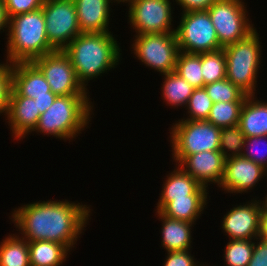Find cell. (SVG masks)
Masks as SVG:
<instances>
[{
	"label": "cell",
	"mask_w": 267,
	"mask_h": 266,
	"mask_svg": "<svg viewBox=\"0 0 267 266\" xmlns=\"http://www.w3.org/2000/svg\"><path fill=\"white\" fill-rule=\"evenodd\" d=\"M11 78L10 96H25L32 99L57 96L51 91L43 73L33 62L11 64Z\"/></svg>",
	"instance_id": "cell-16"
},
{
	"label": "cell",
	"mask_w": 267,
	"mask_h": 266,
	"mask_svg": "<svg viewBox=\"0 0 267 266\" xmlns=\"http://www.w3.org/2000/svg\"><path fill=\"white\" fill-rule=\"evenodd\" d=\"M163 182L156 211H161L173 199L187 198L188 195H207V187L187 174L179 165H176Z\"/></svg>",
	"instance_id": "cell-18"
},
{
	"label": "cell",
	"mask_w": 267,
	"mask_h": 266,
	"mask_svg": "<svg viewBox=\"0 0 267 266\" xmlns=\"http://www.w3.org/2000/svg\"><path fill=\"white\" fill-rule=\"evenodd\" d=\"M175 72L195 89L204 88L201 53L195 54L180 51L175 65Z\"/></svg>",
	"instance_id": "cell-26"
},
{
	"label": "cell",
	"mask_w": 267,
	"mask_h": 266,
	"mask_svg": "<svg viewBox=\"0 0 267 266\" xmlns=\"http://www.w3.org/2000/svg\"><path fill=\"white\" fill-rule=\"evenodd\" d=\"M261 236L267 240V216H262V232Z\"/></svg>",
	"instance_id": "cell-41"
},
{
	"label": "cell",
	"mask_w": 267,
	"mask_h": 266,
	"mask_svg": "<svg viewBox=\"0 0 267 266\" xmlns=\"http://www.w3.org/2000/svg\"><path fill=\"white\" fill-rule=\"evenodd\" d=\"M238 125L245 137L267 136V101L258 100L255 95L247 96Z\"/></svg>",
	"instance_id": "cell-21"
},
{
	"label": "cell",
	"mask_w": 267,
	"mask_h": 266,
	"mask_svg": "<svg viewBox=\"0 0 267 266\" xmlns=\"http://www.w3.org/2000/svg\"><path fill=\"white\" fill-rule=\"evenodd\" d=\"M134 37L131 51L142 64L162 75L175 71L180 52L175 33L139 34Z\"/></svg>",
	"instance_id": "cell-9"
},
{
	"label": "cell",
	"mask_w": 267,
	"mask_h": 266,
	"mask_svg": "<svg viewBox=\"0 0 267 266\" xmlns=\"http://www.w3.org/2000/svg\"><path fill=\"white\" fill-rule=\"evenodd\" d=\"M9 20L10 19L6 12V6L4 5L3 1H0V32H3L4 30L6 32L8 31Z\"/></svg>",
	"instance_id": "cell-40"
},
{
	"label": "cell",
	"mask_w": 267,
	"mask_h": 266,
	"mask_svg": "<svg viewBox=\"0 0 267 266\" xmlns=\"http://www.w3.org/2000/svg\"><path fill=\"white\" fill-rule=\"evenodd\" d=\"M254 250L252 240H230L224 250L226 266H247Z\"/></svg>",
	"instance_id": "cell-31"
},
{
	"label": "cell",
	"mask_w": 267,
	"mask_h": 266,
	"mask_svg": "<svg viewBox=\"0 0 267 266\" xmlns=\"http://www.w3.org/2000/svg\"><path fill=\"white\" fill-rule=\"evenodd\" d=\"M157 217L162 221L161 227V246L167 252L189 250L192 242V226L194 223L169 218L160 211H156Z\"/></svg>",
	"instance_id": "cell-20"
},
{
	"label": "cell",
	"mask_w": 267,
	"mask_h": 266,
	"mask_svg": "<svg viewBox=\"0 0 267 266\" xmlns=\"http://www.w3.org/2000/svg\"><path fill=\"white\" fill-rule=\"evenodd\" d=\"M163 79L161 91L164 102L166 101L168 106L171 105L174 108L186 106L195 88L175 71L164 74Z\"/></svg>",
	"instance_id": "cell-25"
},
{
	"label": "cell",
	"mask_w": 267,
	"mask_h": 266,
	"mask_svg": "<svg viewBox=\"0 0 267 266\" xmlns=\"http://www.w3.org/2000/svg\"><path fill=\"white\" fill-rule=\"evenodd\" d=\"M89 96H57L48 110L40 115L34 131L65 141L77 137L88 127L92 118L94 105Z\"/></svg>",
	"instance_id": "cell-4"
},
{
	"label": "cell",
	"mask_w": 267,
	"mask_h": 266,
	"mask_svg": "<svg viewBox=\"0 0 267 266\" xmlns=\"http://www.w3.org/2000/svg\"><path fill=\"white\" fill-rule=\"evenodd\" d=\"M178 165L207 188L213 183L219 187L224 177L225 159L219 150L188 155Z\"/></svg>",
	"instance_id": "cell-15"
},
{
	"label": "cell",
	"mask_w": 267,
	"mask_h": 266,
	"mask_svg": "<svg viewBox=\"0 0 267 266\" xmlns=\"http://www.w3.org/2000/svg\"><path fill=\"white\" fill-rule=\"evenodd\" d=\"M207 199L208 195H188L187 198L173 199L160 212L169 218L195 224L206 209Z\"/></svg>",
	"instance_id": "cell-23"
},
{
	"label": "cell",
	"mask_w": 267,
	"mask_h": 266,
	"mask_svg": "<svg viewBox=\"0 0 267 266\" xmlns=\"http://www.w3.org/2000/svg\"><path fill=\"white\" fill-rule=\"evenodd\" d=\"M62 201H38L24 204L11 213L19 235L28 242L46 240L72 250L90 220V206Z\"/></svg>",
	"instance_id": "cell-1"
},
{
	"label": "cell",
	"mask_w": 267,
	"mask_h": 266,
	"mask_svg": "<svg viewBox=\"0 0 267 266\" xmlns=\"http://www.w3.org/2000/svg\"><path fill=\"white\" fill-rule=\"evenodd\" d=\"M11 89V64L0 63V115L7 112Z\"/></svg>",
	"instance_id": "cell-34"
},
{
	"label": "cell",
	"mask_w": 267,
	"mask_h": 266,
	"mask_svg": "<svg viewBox=\"0 0 267 266\" xmlns=\"http://www.w3.org/2000/svg\"><path fill=\"white\" fill-rule=\"evenodd\" d=\"M33 63L43 73L51 91L57 96L87 95V89L78 81L69 57L60 50L41 56Z\"/></svg>",
	"instance_id": "cell-12"
},
{
	"label": "cell",
	"mask_w": 267,
	"mask_h": 266,
	"mask_svg": "<svg viewBox=\"0 0 267 266\" xmlns=\"http://www.w3.org/2000/svg\"><path fill=\"white\" fill-rule=\"evenodd\" d=\"M201 68L205 85L226 78L224 49L201 53Z\"/></svg>",
	"instance_id": "cell-28"
},
{
	"label": "cell",
	"mask_w": 267,
	"mask_h": 266,
	"mask_svg": "<svg viewBox=\"0 0 267 266\" xmlns=\"http://www.w3.org/2000/svg\"><path fill=\"white\" fill-rule=\"evenodd\" d=\"M265 200L261 201L262 203V209H263V214L262 216H267V195L263 197Z\"/></svg>",
	"instance_id": "cell-42"
},
{
	"label": "cell",
	"mask_w": 267,
	"mask_h": 266,
	"mask_svg": "<svg viewBox=\"0 0 267 266\" xmlns=\"http://www.w3.org/2000/svg\"><path fill=\"white\" fill-rule=\"evenodd\" d=\"M180 19L175 30L180 51L200 54L222 48L207 10L182 12Z\"/></svg>",
	"instance_id": "cell-8"
},
{
	"label": "cell",
	"mask_w": 267,
	"mask_h": 266,
	"mask_svg": "<svg viewBox=\"0 0 267 266\" xmlns=\"http://www.w3.org/2000/svg\"><path fill=\"white\" fill-rule=\"evenodd\" d=\"M45 0H3L9 19L42 8Z\"/></svg>",
	"instance_id": "cell-35"
},
{
	"label": "cell",
	"mask_w": 267,
	"mask_h": 266,
	"mask_svg": "<svg viewBox=\"0 0 267 266\" xmlns=\"http://www.w3.org/2000/svg\"><path fill=\"white\" fill-rule=\"evenodd\" d=\"M255 29L247 37L224 47L226 78L248 96L255 95L261 65V44Z\"/></svg>",
	"instance_id": "cell-5"
},
{
	"label": "cell",
	"mask_w": 267,
	"mask_h": 266,
	"mask_svg": "<svg viewBox=\"0 0 267 266\" xmlns=\"http://www.w3.org/2000/svg\"><path fill=\"white\" fill-rule=\"evenodd\" d=\"M130 5V6H129ZM170 0H131L128 23L136 34L175 33Z\"/></svg>",
	"instance_id": "cell-11"
},
{
	"label": "cell",
	"mask_w": 267,
	"mask_h": 266,
	"mask_svg": "<svg viewBox=\"0 0 267 266\" xmlns=\"http://www.w3.org/2000/svg\"><path fill=\"white\" fill-rule=\"evenodd\" d=\"M265 175V168L243 156L229 158L225 160L224 177L219 187L235 195L248 193Z\"/></svg>",
	"instance_id": "cell-14"
},
{
	"label": "cell",
	"mask_w": 267,
	"mask_h": 266,
	"mask_svg": "<svg viewBox=\"0 0 267 266\" xmlns=\"http://www.w3.org/2000/svg\"><path fill=\"white\" fill-rule=\"evenodd\" d=\"M243 103L244 101L213 103L207 121L219 128L238 125Z\"/></svg>",
	"instance_id": "cell-27"
},
{
	"label": "cell",
	"mask_w": 267,
	"mask_h": 266,
	"mask_svg": "<svg viewBox=\"0 0 267 266\" xmlns=\"http://www.w3.org/2000/svg\"><path fill=\"white\" fill-rule=\"evenodd\" d=\"M30 266H61L71 250L63 244L40 240L28 242Z\"/></svg>",
	"instance_id": "cell-22"
},
{
	"label": "cell",
	"mask_w": 267,
	"mask_h": 266,
	"mask_svg": "<svg viewBox=\"0 0 267 266\" xmlns=\"http://www.w3.org/2000/svg\"><path fill=\"white\" fill-rule=\"evenodd\" d=\"M213 103L245 101L247 94L227 78L204 86Z\"/></svg>",
	"instance_id": "cell-30"
},
{
	"label": "cell",
	"mask_w": 267,
	"mask_h": 266,
	"mask_svg": "<svg viewBox=\"0 0 267 266\" xmlns=\"http://www.w3.org/2000/svg\"><path fill=\"white\" fill-rule=\"evenodd\" d=\"M40 115L34 99L25 96H10L7 112L4 116L8 120L14 140L23 139L33 132Z\"/></svg>",
	"instance_id": "cell-17"
},
{
	"label": "cell",
	"mask_w": 267,
	"mask_h": 266,
	"mask_svg": "<svg viewBox=\"0 0 267 266\" xmlns=\"http://www.w3.org/2000/svg\"><path fill=\"white\" fill-rule=\"evenodd\" d=\"M212 106L213 101L209 97L205 88L194 89L187 105L185 106V109L188 110L187 114L189 116L179 120H207Z\"/></svg>",
	"instance_id": "cell-32"
},
{
	"label": "cell",
	"mask_w": 267,
	"mask_h": 266,
	"mask_svg": "<svg viewBox=\"0 0 267 266\" xmlns=\"http://www.w3.org/2000/svg\"><path fill=\"white\" fill-rule=\"evenodd\" d=\"M216 0H175L182 9V12L191 10H207Z\"/></svg>",
	"instance_id": "cell-38"
},
{
	"label": "cell",
	"mask_w": 267,
	"mask_h": 266,
	"mask_svg": "<svg viewBox=\"0 0 267 266\" xmlns=\"http://www.w3.org/2000/svg\"><path fill=\"white\" fill-rule=\"evenodd\" d=\"M173 125L170 128V142L176 165L188 155L219 150L221 128L209 121L178 120Z\"/></svg>",
	"instance_id": "cell-6"
},
{
	"label": "cell",
	"mask_w": 267,
	"mask_h": 266,
	"mask_svg": "<svg viewBox=\"0 0 267 266\" xmlns=\"http://www.w3.org/2000/svg\"><path fill=\"white\" fill-rule=\"evenodd\" d=\"M50 45L62 51L81 34L73 0H45L42 6Z\"/></svg>",
	"instance_id": "cell-10"
},
{
	"label": "cell",
	"mask_w": 267,
	"mask_h": 266,
	"mask_svg": "<svg viewBox=\"0 0 267 266\" xmlns=\"http://www.w3.org/2000/svg\"><path fill=\"white\" fill-rule=\"evenodd\" d=\"M261 199L237 205L223 216L221 228L230 240H256L262 232Z\"/></svg>",
	"instance_id": "cell-13"
},
{
	"label": "cell",
	"mask_w": 267,
	"mask_h": 266,
	"mask_svg": "<svg viewBox=\"0 0 267 266\" xmlns=\"http://www.w3.org/2000/svg\"><path fill=\"white\" fill-rule=\"evenodd\" d=\"M6 35L9 64L33 62L56 51L47 38L42 8L11 17Z\"/></svg>",
	"instance_id": "cell-3"
},
{
	"label": "cell",
	"mask_w": 267,
	"mask_h": 266,
	"mask_svg": "<svg viewBox=\"0 0 267 266\" xmlns=\"http://www.w3.org/2000/svg\"><path fill=\"white\" fill-rule=\"evenodd\" d=\"M81 33L111 32L108 29L111 7L115 0H73ZM113 1V2H112Z\"/></svg>",
	"instance_id": "cell-19"
},
{
	"label": "cell",
	"mask_w": 267,
	"mask_h": 266,
	"mask_svg": "<svg viewBox=\"0 0 267 266\" xmlns=\"http://www.w3.org/2000/svg\"><path fill=\"white\" fill-rule=\"evenodd\" d=\"M117 2V4H119L120 2H123V3H128L130 2L131 0H115Z\"/></svg>",
	"instance_id": "cell-43"
},
{
	"label": "cell",
	"mask_w": 267,
	"mask_h": 266,
	"mask_svg": "<svg viewBox=\"0 0 267 266\" xmlns=\"http://www.w3.org/2000/svg\"><path fill=\"white\" fill-rule=\"evenodd\" d=\"M242 156L246 159L255 162L256 164L261 165L263 168L267 170V136L264 135V136L246 137L242 151Z\"/></svg>",
	"instance_id": "cell-33"
},
{
	"label": "cell",
	"mask_w": 267,
	"mask_h": 266,
	"mask_svg": "<svg viewBox=\"0 0 267 266\" xmlns=\"http://www.w3.org/2000/svg\"><path fill=\"white\" fill-rule=\"evenodd\" d=\"M0 266H30L28 241L16 234L5 236L0 243Z\"/></svg>",
	"instance_id": "cell-24"
},
{
	"label": "cell",
	"mask_w": 267,
	"mask_h": 266,
	"mask_svg": "<svg viewBox=\"0 0 267 266\" xmlns=\"http://www.w3.org/2000/svg\"><path fill=\"white\" fill-rule=\"evenodd\" d=\"M245 6L242 0H216L207 9L222 48L244 39L256 29Z\"/></svg>",
	"instance_id": "cell-7"
},
{
	"label": "cell",
	"mask_w": 267,
	"mask_h": 266,
	"mask_svg": "<svg viewBox=\"0 0 267 266\" xmlns=\"http://www.w3.org/2000/svg\"><path fill=\"white\" fill-rule=\"evenodd\" d=\"M194 255H191V251H170L167 252L166 260L164 261L163 266H204L205 264H198L199 262L195 261L193 258Z\"/></svg>",
	"instance_id": "cell-36"
},
{
	"label": "cell",
	"mask_w": 267,
	"mask_h": 266,
	"mask_svg": "<svg viewBox=\"0 0 267 266\" xmlns=\"http://www.w3.org/2000/svg\"><path fill=\"white\" fill-rule=\"evenodd\" d=\"M57 96H42L35 98L40 114L44 113L54 103Z\"/></svg>",
	"instance_id": "cell-39"
},
{
	"label": "cell",
	"mask_w": 267,
	"mask_h": 266,
	"mask_svg": "<svg viewBox=\"0 0 267 266\" xmlns=\"http://www.w3.org/2000/svg\"><path fill=\"white\" fill-rule=\"evenodd\" d=\"M245 138L239 125L221 128L219 151L225 160L242 156Z\"/></svg>",
	"instance_id": "cell-29"
},
{
	"label": "cell",
	"mask_w": 267,
	"mask_h": 266,
	"mask_svg": "<svg viewBox=\"0 0 267 266\" xmlns=\"http://www.w3.org/2000/svg\"><path fill=\"white\" fill-rule=\"evenodd\" d=\"M70 59L78 81L85 89L95 80L119 64L121 49L113 33H81L62 50Z\"/></svg>",
	"instance_id": "cell-2"
},
{
	"label": "cell",
	"mask_w": 267,
	"mask_h": 266,
	"mask_svg": "<svg viewBox=\"0 0 267 266\" xmlns=\"http://www.w3.org/2000/svg\"><path fill=\"white\" fill-rule=\"evenodd\" d=\"M256 241L252 258L247 266H267V240L259 236Z\"/></svg>",
	"instance_id": "cell-37"
}]
</instances>
